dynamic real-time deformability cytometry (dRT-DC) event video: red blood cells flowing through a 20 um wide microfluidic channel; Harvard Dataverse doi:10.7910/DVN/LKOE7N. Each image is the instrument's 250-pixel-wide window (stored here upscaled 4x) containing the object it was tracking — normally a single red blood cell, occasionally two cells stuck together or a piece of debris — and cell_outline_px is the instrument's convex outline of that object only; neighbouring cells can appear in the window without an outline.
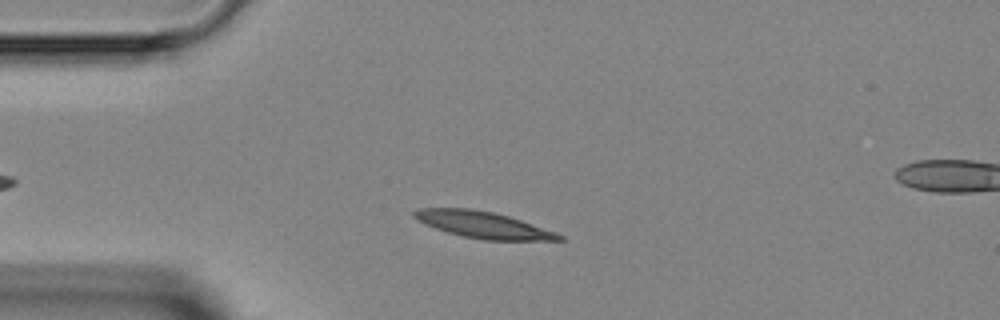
{"species": "Egyptian fruit bat (a non-hibernating species)", "species_latin": "Rousettus aegyptiacus", "temperature_condition": "room temperature", "stored_images_in_passage": 44, "segment_of_instrument_passage": [1, 2], "camera_frame_rate_fps": 3000, "um_per_image_px": 0.085, "animal": {"sex": "female"}, "frame": {"image": 1, "passage_image": 7, "time_ms": 2.0, "image_size_px": [1000, 320], "cell_outline_px": [[568, 240], [484, 240], [464, 236], [448, 232], [424, 224], [416, 220], [412, 216], [412, 212], [420, 208], [472, 208], [492, 212], [508, 216], [556, 232], [564, 236]], "centroid_in_image_um": [41.05, 19.1], "position_along_channel_um": 44.0, "area_um2": 22.31}}
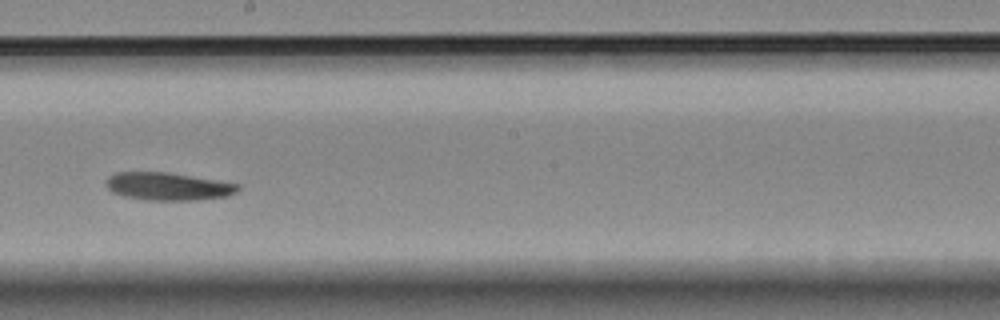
{"frame": {"image": 2, "passage_image": 22, "time_ms": 7.0, "image_size_px": [1000, 320], "cell_outline_px": [[240, 188], [236, 192], [228, 196], [196, 200], [148, 200], [124, 196], [112, 192], [104, 184], [104, 180], [108, 176], [116, 172], [168, 172], [240, 184]], "centroid_in_image_um": [14.25, 15.84], "position_along_channel_um": 233.9, "area_um2": 21.44}}
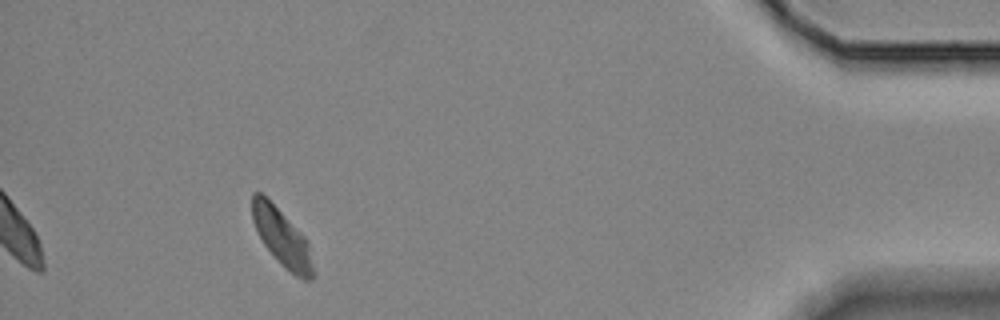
{"frame": {"image": 3, "passage_image": 39, "time_ms": 12.667, "image_size_px": [1000, 320], "cell_outline_px": [[316, 272], [312, 280], [304, 280], [296, 276], [264, 244], [256, 232], [252, 220], [252, 192], [260, 192], [304, 236], [308, 244]], "centroid_in_image_um": [23.98, 20.21], "position_along_channel_um": 411.2, "area_um2": 19.65}}